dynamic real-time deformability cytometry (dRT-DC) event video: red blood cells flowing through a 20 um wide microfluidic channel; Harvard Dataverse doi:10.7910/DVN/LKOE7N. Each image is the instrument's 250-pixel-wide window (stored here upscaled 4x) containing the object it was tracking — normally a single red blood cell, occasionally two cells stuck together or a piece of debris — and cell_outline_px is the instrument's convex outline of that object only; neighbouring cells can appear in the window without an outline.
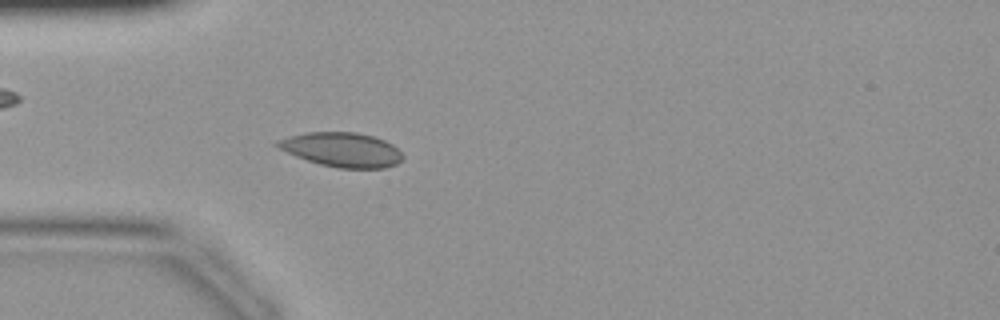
{"species": "common noctule bat (a hibernating species)", "species_latin": "Nyctalus noctula", "temperature_condition": "warm", "stored_images_in_passage": 32, "camera_frame_rate_fps": 3000, "um_per_image_px": 0.085, "animal": {"sex": "female", "body_mass_g": 19.9}, "frame": {"image": 1, "passage_image": 4, "time_ms": 1.0, "image_size_px": [1000, 320], "cell_outline_px": [[404, 156], [396, 164], [384, 168], [336, 168], [320, 164], [296, 156], [272, 144], [276, 140], [308, 132], [356, 132], [372, 136], [384, 140], [392, 144]], "centroid_in_image_um": [29.06, 12.72], "position_along_channel_um": 55.9, "area_um2": 24.85}}
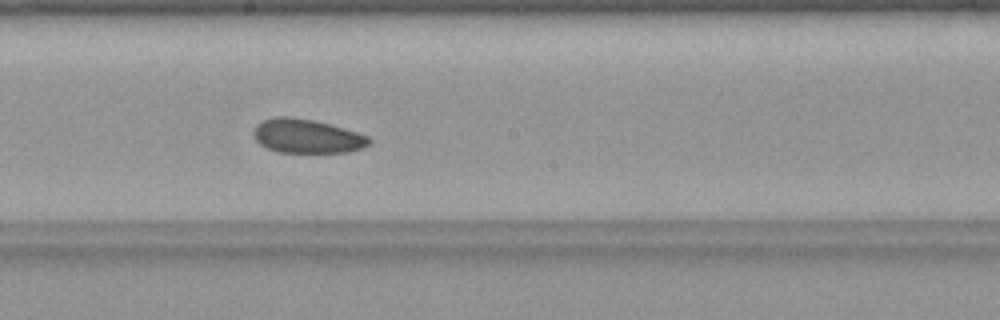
{"frame": {"image": 2, "passage_image": 15, "time_ms": 4.667, "image_size_px": [1000, 320], "cell_outline_px": [[372, 140], [368, 144], [360, 148], [348, 152], [280, 152], [268, 148], [260, 144], [256, 140], [252, 132], [256, 124], [264, 120], [276, 116], [292, 116], [312, 120], [328, 124], [356, 132], [368, 136]], "centroid_in_image_um": [26.05, 11.56], "position_along_channel_um": 222.2, "area_um2": 22.66}}
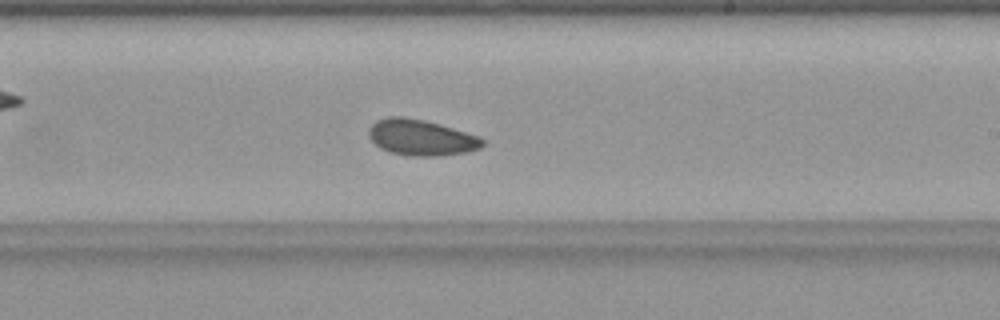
{"frame": {"image": 3, "passage_image": 17, "time_ms": 5.333, "image_size_px": [1000, 320], "cell_outline_px": [[484, 144], [480, 148], [464, 152], [440, 156], [412, 156], [392, 152], [380, 148], [368, 136], [368, 128], [376, 120], [388, 116], [404, 116], [424, 120], [440, 124], [480, 136], [484, 140]], "centroid_in_image_um": [35.78, 11.67], "position_along_channel_um": 253.2, "area_um2": 23.87}}